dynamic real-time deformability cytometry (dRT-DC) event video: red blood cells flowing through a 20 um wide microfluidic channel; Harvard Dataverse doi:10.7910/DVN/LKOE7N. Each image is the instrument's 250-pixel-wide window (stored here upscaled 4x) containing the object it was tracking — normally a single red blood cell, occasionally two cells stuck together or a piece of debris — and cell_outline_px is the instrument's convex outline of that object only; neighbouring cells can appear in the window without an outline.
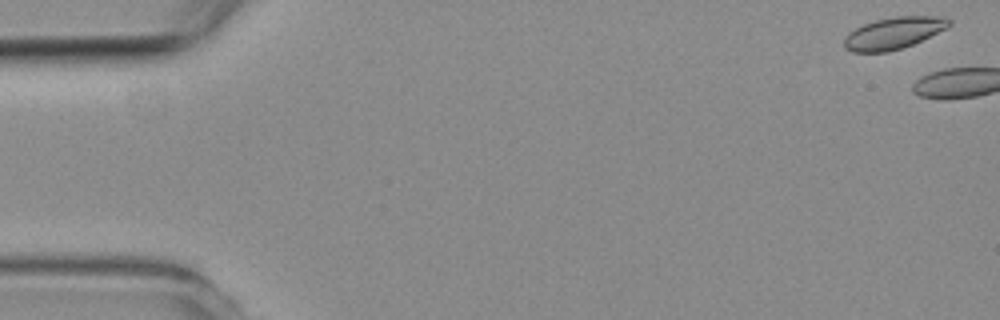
{"species": "common noctule bat (a hibernating species)", "species_latin": "Nyctalus noctula", "temperature_condition": "room temperature", "stored_images_in_passage": 4, "camera_frame_rate_fps": 3000, "um_per_image_px": 0.085, "animal": {"sex": "female", "body_mass_g": 19.3, "forearm_length_mm": 54.1}, "frame": {"image": 1, "passage_image": 1, "time_ms": 0.0, "image_size_px": [1000, 320], "cell_outline_px": [[952, 24], [948, 28], [912, 44], [888, 52], [852, 52], [844, 48], [844, 40], [848, 32], [864, 24], [876, 20], [896, 16], [944, 16], [952, 20]], "centroid_in_image_um": [75.98, 2.8], "position_along_channel_um": 9.0, "area_um2": 19.48}}